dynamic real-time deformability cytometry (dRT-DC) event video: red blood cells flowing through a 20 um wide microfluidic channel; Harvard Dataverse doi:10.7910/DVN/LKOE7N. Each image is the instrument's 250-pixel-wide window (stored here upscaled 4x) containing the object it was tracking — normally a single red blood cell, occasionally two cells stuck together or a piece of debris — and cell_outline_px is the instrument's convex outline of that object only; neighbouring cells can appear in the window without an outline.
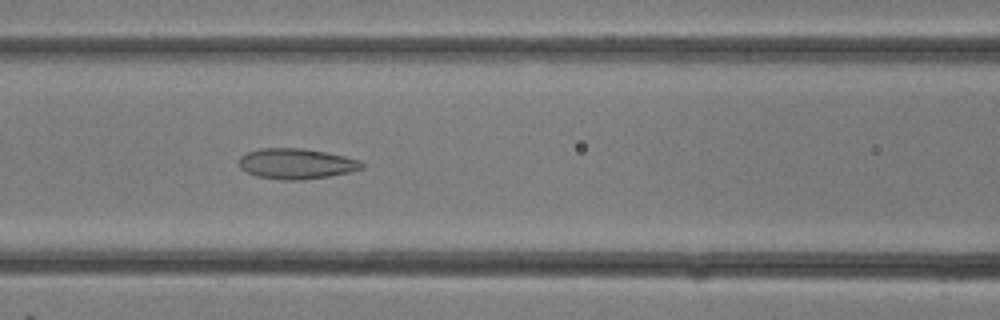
{"species": "common noctule bat (a hibernating species)", "species_latin": "Nyctalus noctula", "temperature_condition": "room temperature", "stored_images_in_passage": 28, "camera_frame_rate_fps": 3000, "um_per_image_px": 0.085, "animal": {"sex": "female"}, "frame": {"image": 1, "passage_image": 11, "time_ms": 3.333, "image_size_px": [1000, 320], "cell_outline_px": [[364, 168], [348, 172], [328, 176], [300, 180], [284, 180], [256, 176], [240, 168], [240, 156], [248, 152], [260, 148], [300, 148], [324, 152], [344, 156], [360, 160], [364, 164]], "centroid_in_image_um": [25.19, 13.91], "position_along_channel_um": 141.4, "area_um2": 21.62}}
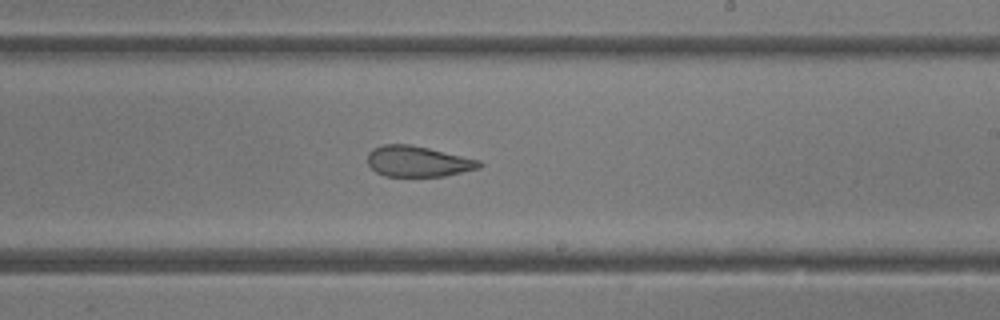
{"frame": {"image": 2, "passage_image": 16, "time_ms": 5.0, "image_size_px": [1000, 320], "cell_outline_px": [[484, 164], [480, 168], [444, 176], [384, 176], [376, 172], [368, 164], [368, 152], [372, 148], [384, 144], [408, 144], [428, 148], [480, 160]], "centroid_in_image_um": [35.52, 13.72], "position_along_channel_um": 253.5, "area_um2": 20.0}}
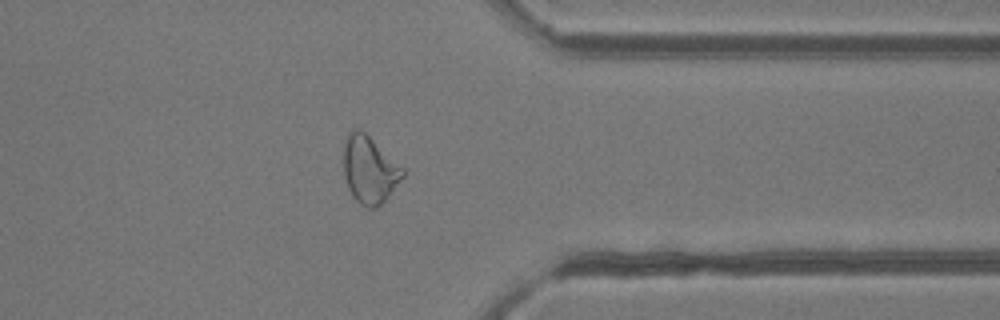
{"frame": {"image": 3, "passage_image": 22, "time_ms": 7.0, "image_size_px": [1000, 320], "cell_outline_px": [[404, 176], [388, 196], [376, 208], [368, 208], [360, 204], [352, 196], [348, 188], [344, 176], [344, 144], [348, 132], [352, 128], [360, 128], [404, 168]], "centroid_in_image_um": [31.39, 14.41], "position_along_channel_um": 380.0, "area_um2": 23.12}}